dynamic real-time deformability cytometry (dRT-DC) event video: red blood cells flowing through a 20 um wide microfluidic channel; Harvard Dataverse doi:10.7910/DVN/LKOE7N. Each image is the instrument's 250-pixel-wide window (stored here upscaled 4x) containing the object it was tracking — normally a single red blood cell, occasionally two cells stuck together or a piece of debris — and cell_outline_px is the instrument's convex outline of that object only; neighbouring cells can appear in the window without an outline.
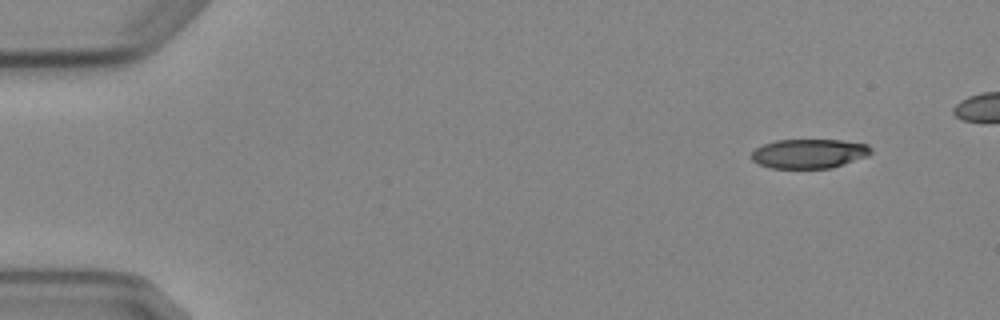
{"species": "Egyptian fruit bat (a non-hibernating species)", "species_latin": "Rousettus aegyptiacus", "temperature_condition": "cold", "stored_images_in_passage": 5, "camera_frame_rate_fps": 3000, "um_per_image_px": 0.085, "animal": {"sex": "female"}, "frame": {"image": 1, "passage_image": 1, "time_ms": 0.0, "image_size_px": [1000, 320], "cell_outline_px": [[872, 152], [868, 156], [832, 168], [772, 168], [760, 164], [752, 160], [752, 152], [756, 148], [764, 144], [776, 140], [840, 140], [868, 144], [872, 148]], "centroid_in_image_um": [68.81, 13.05], "position_along_channel_um": 16.2, "area_um2": 20.4}}